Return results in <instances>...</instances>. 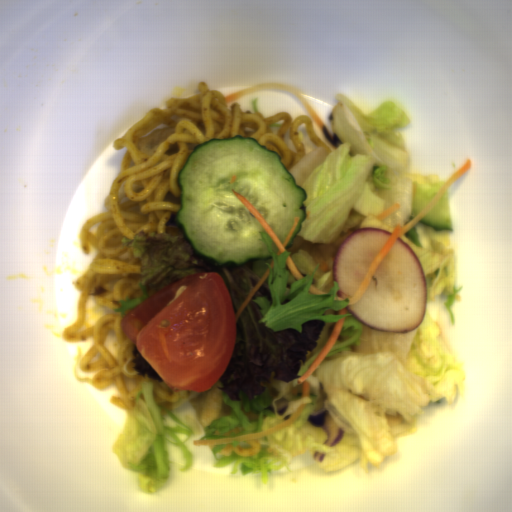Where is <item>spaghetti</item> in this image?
<instances>
[{
    "label": "spaghetti",
    "mask_w": 512,
    "mask_h": 512,
    "mask_svg": "<svg viewBox=\"0 0 512 512\" xmlns=\"http://www.w3.org/2000/svg\"><path fill=\"white\" fill-rule=\"evenodd\" d=\"M201 93L185 99L170 97L165 108H152L121 138L115 150L125 149L119 171L105 199V211L90 217L77 231L83 254L97 253L80 277L77 318L65 328L63 342L78 343L91 338L78 370L93 372V386L104 390L115 386L112 405L130 413L143 383H153L158 405L175 410L189 402L197 391L173 390L163 381L139 375L134 370V342L121 323L126 316L113 309L120 300L138 299L143 293L141 261L123 238L136 234L168 231L166 223L182 207L179 175L196 147L211 140L244 136L275 151L289 172L300 163L305 147L298 128L305 124L309 140L326 155L333 152L305 115L286 112L261 116L242 111L240 104L230 109L226 96L197 85Z\"/></svg>",
    "instance_id": "obj_1"
},
{
    "label": "spaghetti",
    "mask_w": 512,
    "mask_h": 512,
    "mask_svg": "<svg viewBox=\"0 0 512 512\" xmlns=\"http://www.w3.org/2000/svg\"><path fill=\"white\" fill-rule=\"evenodd\" d=\"M364 218L365 217L362 214H360L357 210H355L352 207L349 216L344 225L339 230L338 237L335 241H309L303 239L296 233L295 237L292 240V243L288 247H285L284 250H288L290 254L293 255L300 249H305L311 254L312 258L317 262V264L321 266L323 272L334 270V261L336 258L337 250L349 236H351L358 230L365 228L359 226L360 222Z\"/></svg>",
    "instance_id": "obj_2"
}]
</instances>
